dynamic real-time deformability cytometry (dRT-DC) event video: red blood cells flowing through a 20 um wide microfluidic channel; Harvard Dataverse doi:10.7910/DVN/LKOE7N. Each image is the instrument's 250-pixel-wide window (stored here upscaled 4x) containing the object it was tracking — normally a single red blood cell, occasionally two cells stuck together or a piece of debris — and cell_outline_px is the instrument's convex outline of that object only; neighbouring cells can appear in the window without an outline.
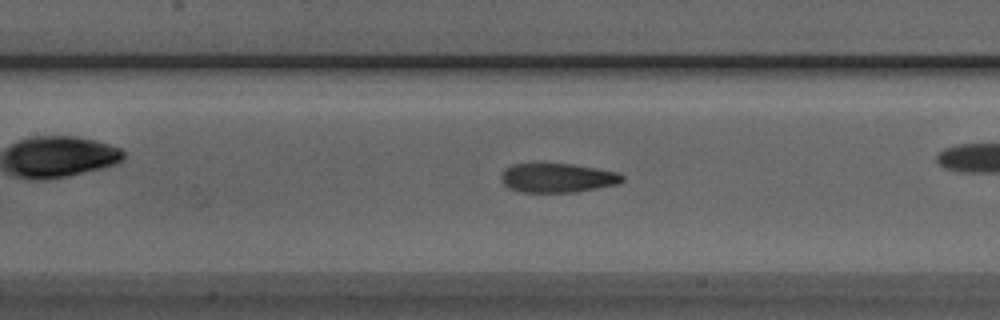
{"species": "Egyptian fruit bat (a non-hibernating species)", "species_latin": "Rousettus aegyptiacus", "temperature_condition": "room temperature", "stored_images_in_passage": 53, "camera_frame_rate_fps": 3000, "um_per_image_px": 0.085, "animal": {"sex": "male"}, "frame": {"image": 1, "passage_image": 23, "time_ms": 7.333, "image_size_px": [1000, 320], "cell_outline_px": [[624, 180], [620, 184], [576, 192], [520, 192], [508, 188], [504, 184], [500, 176], [504, 168], [512, 164], [572, 164], [596, 168], [616, 172], [624, 176]], "centroid_in_image_um": [47.38, 15.13], "position_along_channel_um": 160.0, "area_um2": 20.69}, "authors_computed_cell_mechanics": {"area_um2": 21.0392, "velocity_mm_per_s": 3.8852, "shape_relaxation_time_tau1_ms": 3.8722, "shape_relaxation_time_tau2_ms": 1.3597, "deformation_change_tau1": 0.1859, "deformation_change_tau2": 0.0933}}